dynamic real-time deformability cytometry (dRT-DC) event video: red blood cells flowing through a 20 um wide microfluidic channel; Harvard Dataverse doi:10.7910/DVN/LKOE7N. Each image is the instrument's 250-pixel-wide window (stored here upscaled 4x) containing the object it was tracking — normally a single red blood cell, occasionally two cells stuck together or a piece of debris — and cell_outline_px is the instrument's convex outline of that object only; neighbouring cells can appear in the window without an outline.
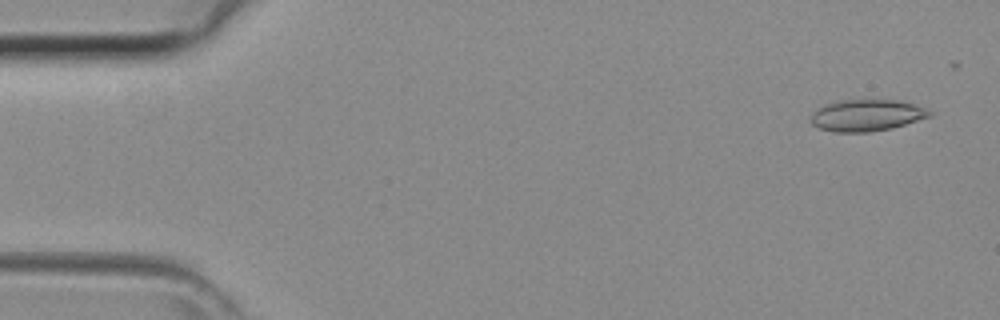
{"species": "common noctule bat (a hibernating species)", "species_latin": "Nyctalus noctula", "temperature_condition": "room temperature", "stored_images_in_passage": 41, "camera_frame_rate_fps": 3000, "um_per_image_px": 0.085, "animal": {"sex": "female", "body_mass_g": 29.2, "forearm_length_mm": 56.3}, "frame": {"image": 1, "passage_image": 1, "time_ms": 0.0, "image_size_px": [1000, 320], "cell_outline_px": [[936, 112], [932, 116], [892, 128], [868, 132], [836, 132], [820, 128], [812, 124], [808, 120], [812, 112], [816, 108], [824, 104], [836, 100], [868, 96], [880, 96], [900, 100], [928, 108]], "centroid_in_image_um": [73.69, 9.72], "position_along_channel_um": 11.3, "area_um2": 23.41}}
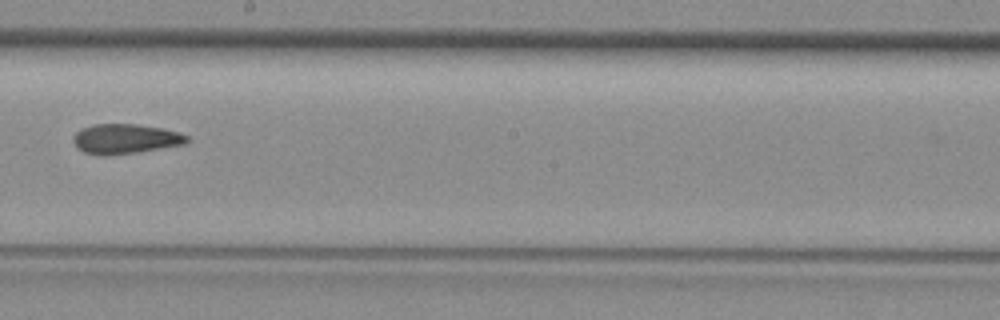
{"frame": {"image": 2, "passage_image": 23, "time_ms": 7.333, "image_size_px": [1000, 320], "cell_outline_px": [[192, 140], [184, 144], [136, 152], [104, 156], [100, 156], [84, 152], [72, 140], [72, 136], [80, 128], [92, 124], [136, 124], [164, 128], [180, 132], [188, 136]], "centroid_in_image_um": [10.66, 11.79], "position_along_channel_um": 237.5, "area_um2": 19.88}}
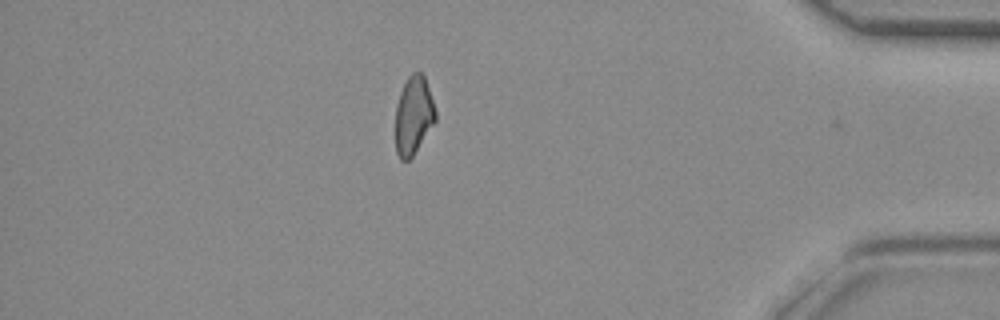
{"frame": {"image": 3, "passage_image": 36, "time_ms": 11.667, "image_size_px": [1000, 320], "cell_outline_px": [[436, 120], [412, 156], [408, 160], [400, 160], [396, 152], [396, 108], [400, 92], [408, 76], [412, 72], [420, 72], [424, 76], [436, 112]], "centroid_in_image_um": [35.14, 9.81], "position_along_channel_um": 400.1, "area_um2": 17.92}}